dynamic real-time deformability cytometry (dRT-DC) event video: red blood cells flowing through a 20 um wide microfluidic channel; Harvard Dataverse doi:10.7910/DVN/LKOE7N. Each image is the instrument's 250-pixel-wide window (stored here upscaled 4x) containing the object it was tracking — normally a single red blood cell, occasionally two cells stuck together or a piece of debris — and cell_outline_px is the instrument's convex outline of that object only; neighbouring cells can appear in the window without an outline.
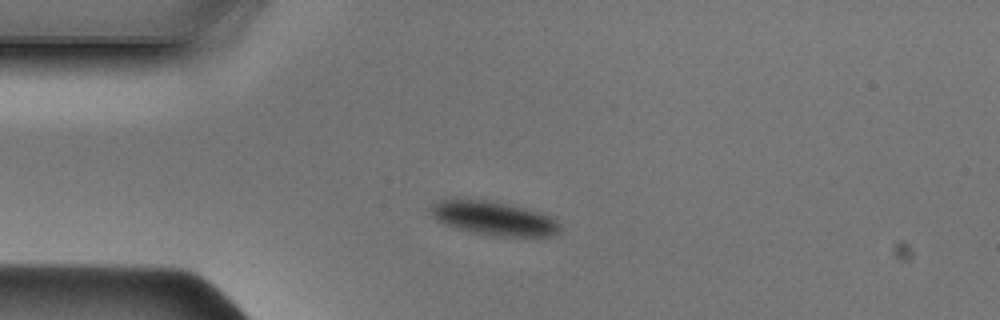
{"species": "Egyptian fruit bat (a non-hibernating species)", "species_latin": "Rousettus aegyptiacus", "temperature_condition": "cold", "stored_images_in_passage": 38, "camera_frame_rate_fps": 3000, "um_per_image_px": 0.085, "animal": {"sex": "male"}, "frame": {"image": 1, "passage_image": 1, "time_ms": 0.0, "image_size_px": [1000, 320], "cell_outline_px": [[560, 232], [556, 236], [500, 236], [476, 232], [460, 228], [436, 220], [432, 216], [428, 208], [432, 204], [440, 200], [452, 196], [456, 196], [488, 200], [508, 204], [552, 216], [560, 224]], "centroid_in_image_um": [41.93, 18.51], "position_along_channel_um": 43.1, "area_um2": 25.78}}
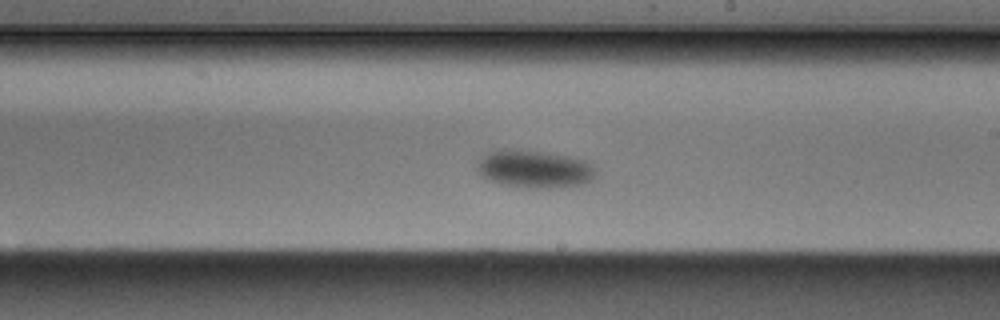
{"frame": {"image": 2, "passage_image": 17, "time_ms": 5.333, "image_size_px": [1000, 320], "cell_outline_px": [[596, 176], [592, 180], [584, 184], [548, 188], [524, 188], [504, 184], [480, 176], [476, 172], [476, 164], [488, 152], [500, 148], [520, 148], [568, 156], [584, 160], [592, 164], [596, 168]], "centroid_in_image_um": [45.42, 14.35], "position_along_channel_um": 243.6, "area_um2": 26.53}}
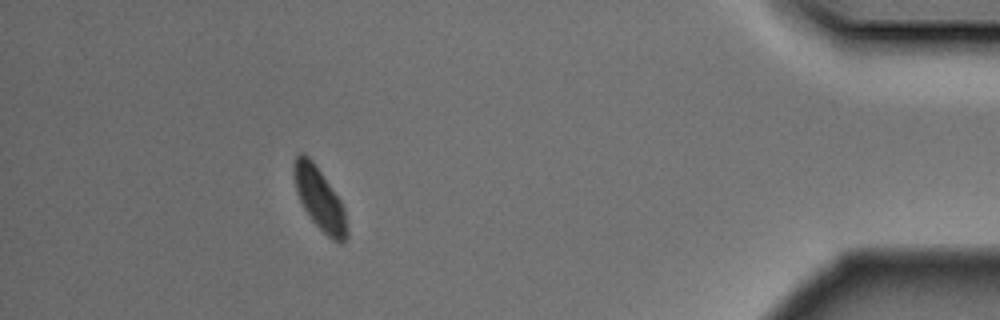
{"frame": {"image": 3, "passage_image": 33, "time_ms": 10.667, "image_size_px": [1000, 320], "cell_outline_px": [[348, 236], [340, 244], [332, 240], [312, 220], [304, 208], [296, 192], [292, 172], [292, 164], [296, 156], [300, 152], [304, 152], [316, 164], [340, 200], [344, 208], [348, 232]], "centroid_in_image_um": [27.14, 16.86], "position_along_channel_um": 408.1, "area_um2": 19.31}}